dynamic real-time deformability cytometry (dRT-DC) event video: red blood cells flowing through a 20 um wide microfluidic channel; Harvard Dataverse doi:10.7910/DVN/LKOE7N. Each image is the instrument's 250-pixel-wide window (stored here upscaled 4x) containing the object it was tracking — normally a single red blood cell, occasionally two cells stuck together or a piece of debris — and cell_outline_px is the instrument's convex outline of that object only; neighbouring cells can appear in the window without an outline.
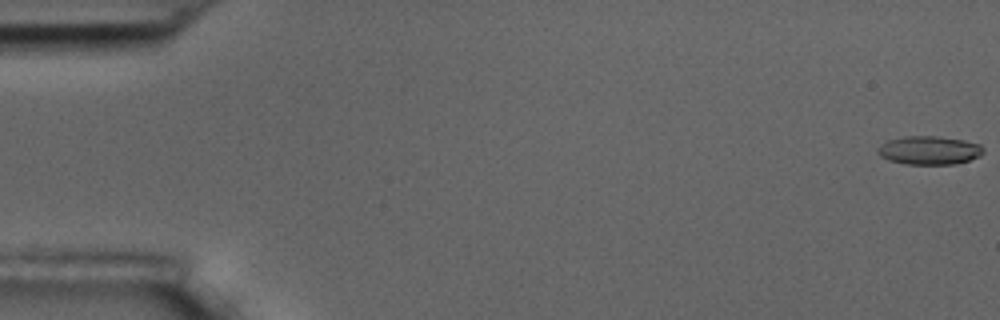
{"species": "common noctule bat (a hibernating species)", "species_latin": "Nyctalus noctula", "temperature_condition": "room temperature", "stored_images_in_passage": 8, "camera_frame_rate_fps": 3000, "um_per_image_px": 0.085, "animal": {"sex": "male", "body_mass_g": 17.5, "forearm_length_mm": 52.3}, "frame": {"image": 1, "passage_image": 1, "time_ms": 0.0, "image_size_px": [1000, 320], "cell_outline_px": [[984, 152], [980, 156], [956, 164], [904, 164], [888, 160], [880, 156], [880, 144], [888, 140], [904, 136], [936, 136], [964, 140], [980, 144], [984, 148]], "centroid_in_image_um": [79.01, 12.77], "position_along_channel_um": 6.0, "area_um2": 17.51}}